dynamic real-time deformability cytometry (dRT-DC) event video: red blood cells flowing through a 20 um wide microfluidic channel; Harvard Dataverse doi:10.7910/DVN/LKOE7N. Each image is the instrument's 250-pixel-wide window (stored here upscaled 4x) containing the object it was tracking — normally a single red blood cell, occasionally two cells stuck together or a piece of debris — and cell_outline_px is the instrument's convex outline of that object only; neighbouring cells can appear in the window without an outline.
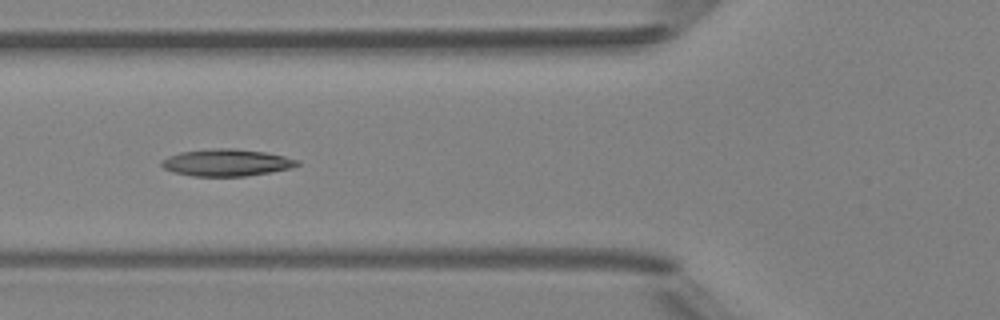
{"species": "Egyptian fruit bat (a non-hibernating species)", "species_latin": "Rousettus aegyptiacus", "temperature_condition": "room temperature", "stored_images_in_passage": 6, "camera_frame_rate_fps": 3000, "um_per_image_px": 0.085, "animal": {"sex": "female"}, "frame": {"image": 1, "passage_image": 6, "time_ms": 5.667, "image_size_px": [1000, 320], "cell_outline_px": [[300, 164], [288, 168], [268, 172], [244, 176], [192, 176], [172, 172], [164, 168], [160, 164], [160, 160], [168, 156], [180, 152], [212, 148], [236, 148], [264, 152], [284, 156], [300, 160]], "centroid_in_image_um": [19.2, 13.81], "position_along_channel_um": 106.6, "area_um2": 21.33}}